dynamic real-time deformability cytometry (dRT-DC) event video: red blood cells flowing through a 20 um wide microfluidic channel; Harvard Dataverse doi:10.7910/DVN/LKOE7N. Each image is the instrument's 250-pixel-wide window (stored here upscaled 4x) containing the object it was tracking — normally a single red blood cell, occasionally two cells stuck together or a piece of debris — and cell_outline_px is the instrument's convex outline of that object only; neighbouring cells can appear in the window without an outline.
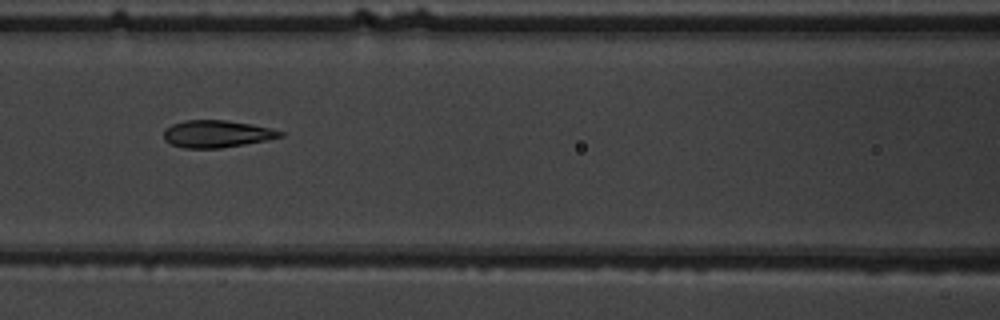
{"species": "common noctule bat (a hibernating species)", "species_latin": "Nyctalus noctula", "temperature_condition": "warm", "stored_images_in_passage": 6, "camera_frame_rate_fps": 3000, "um_per_image_px": 0.085, "animal": {"sex": "male", "body_mass_g": 19.5, "forearm_length_mm": 54.6}, "frame": {"image": 1, "passage_image": 4, "time_ms": 4.0, "image_size_px": [1000, 320], "cell_outline_px": [[284, 136], [268, 140], [220, 148], [184, 148], [172, 144], [164, 140], [164, 128], [172, 124], [184, 120], [224, 120], [252, 124], [284, 132]], "centroid_in_image_um": [18.41, 11.38], "position_along_channel_um": 148.2, "area_um2": 18.44}}
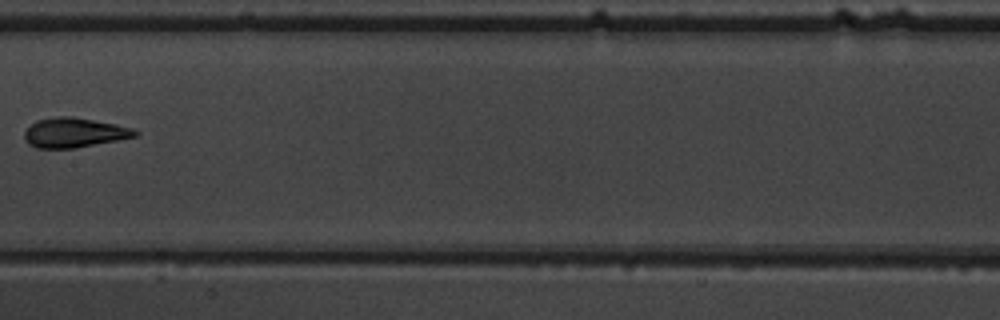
{"frame": {"image": 2, "passage_image": 5, "time_ms": 5.333, "image_size_px": [1000, 320], "cell_outline_px": [[140, 132], [136, 136], [76, 148], [36, 148], [28, 144], [24, 136], [24, 132], [36, 120], [56, 116], [72, 116], [116, 124], [132, 128]], "centroid_in_image_um": [6.29, 11.27], "position_along_channel_um": 201.1, "area_um2": 19.07}}
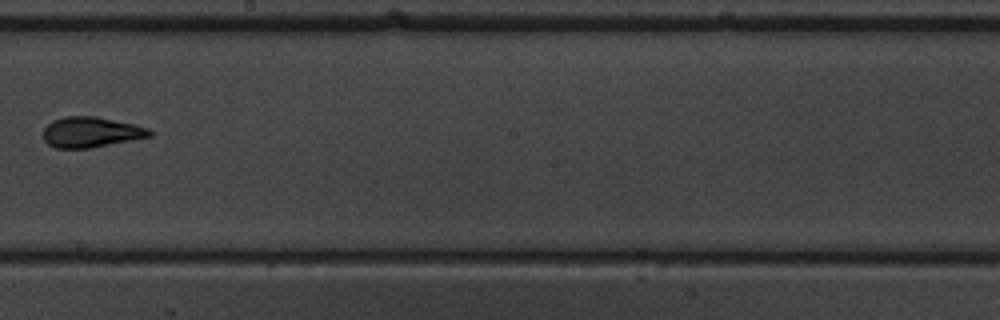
{"frame": {"image": 3, "passage_image": 6, "time_ms": 6.333, "image_size_px": [1000, 320], "cell_outline_px": [[152, 136], [92, 148], [56, 148], [48, 144], [44, 140], [44, 128], [52, 120], [64, 116], [96, 116], [132, 124], [148, 128], [152, 132]], "centroid_in_image_um": [7.72, 11.23], "position_along_channel_um": 240.5, "area_um2": 18.84}}